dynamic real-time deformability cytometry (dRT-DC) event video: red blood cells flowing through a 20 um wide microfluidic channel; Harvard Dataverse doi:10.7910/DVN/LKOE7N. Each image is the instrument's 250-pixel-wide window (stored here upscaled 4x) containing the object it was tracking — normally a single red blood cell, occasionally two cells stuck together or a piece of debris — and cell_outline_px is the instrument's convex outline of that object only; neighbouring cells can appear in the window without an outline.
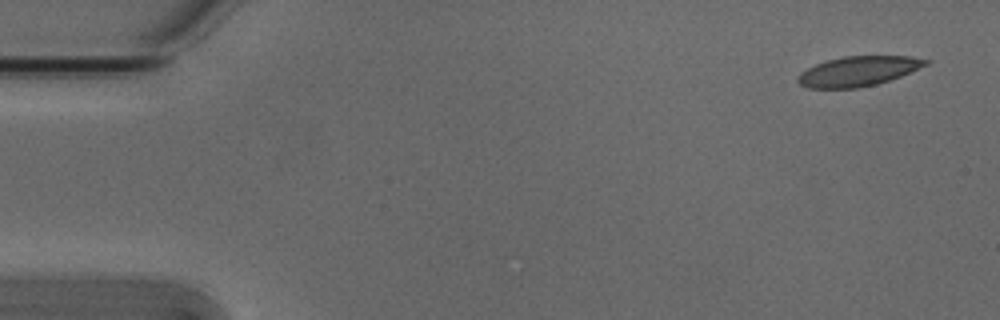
{"species": "Egyptian fruit bat (a non-hibernating species)", "species_latin": "Rousettus aegyptiacus", "temperature_condition": "cold", "stored_images_in_passage": 5, "camera_frame_rate_fps": 3000, "um_per_image_px": 0.085, "animal": {"sex": "male"}, "frame": {"image": 1, "passage_image": 1, "time_ms": 0.0, "image_size_px": [1000, 320], "cell_outline_px": [[932, 60], [928, 64], [900, 76], [876, 84], [856, 88], [808, 88], [800, 84], [796, 80], [796, 76], [800, 72], [816, 64], [828, 60], [844, 56], [912, 56]], "centroid_in_image_um": [72.93, 6.05], "position_along_channel_um": 12.1, "area_um2": 22.14}}
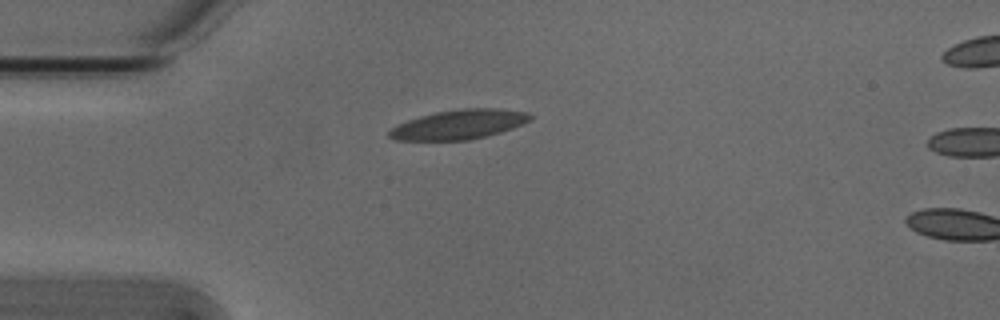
{"frame": {"image": 2, "passage_image": 4, "time_ms": 1.0, "image_size_px": [1000, 320], "cell_outline_px": [[532, 116], [524, 124], [500, 132], [468, 140], [396, 140], [388, 136], [388, 132], [396, 124], [420, 116], [436, 112], [464, 108], [496, 108], [528, 112]], "centroid_in_image_um": [39.0, 10.57], "position_along_channel_um": 46.0, "area_um2": 24.04}}